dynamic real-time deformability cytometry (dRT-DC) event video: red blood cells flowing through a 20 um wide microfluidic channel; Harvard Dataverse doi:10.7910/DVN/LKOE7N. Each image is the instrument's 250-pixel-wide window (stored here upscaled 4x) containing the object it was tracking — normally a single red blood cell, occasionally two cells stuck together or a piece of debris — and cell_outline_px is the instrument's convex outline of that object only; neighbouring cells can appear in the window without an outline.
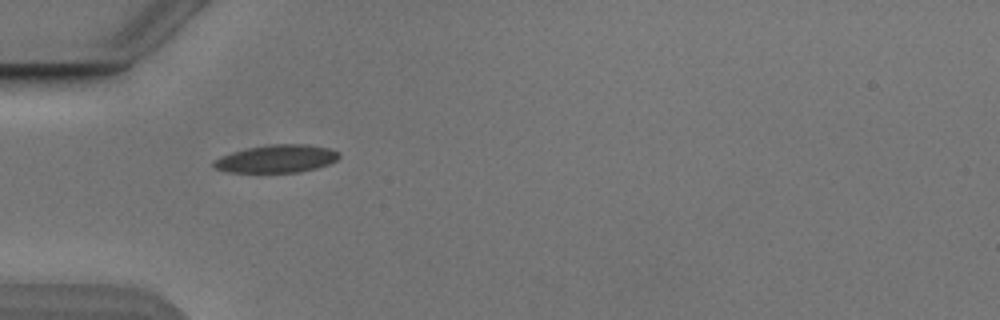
{"species": "Egyptian fruit bat (a non-hibernating species)", "species_latin": "Rousettus aegyptiacus", "temperature_condition": "cold", "stored_images_in_passage": 34, "camera_frame_rate_fps": 3000, "um_per_image_px": 0.085, "animal": {"sex": "male"}, "frame": {"image": 1, "passage_image": 1, "time_ms": 0.0, "image_size_px": [1000, 320], "cell_outline_px": [[340, 156], [336, 160], [328, 164], [316, 168], [300, 172], [228, 172], [212, 168], [212, 160], [220, 156], [232, 152], [248, 148], [272, 144], [304, 144], [328, 148], [340, 152]], "centroid_in_image_um": [23.47, 13.5], "position_along_channel_um": 61.5, "area_um2": 20.35}}
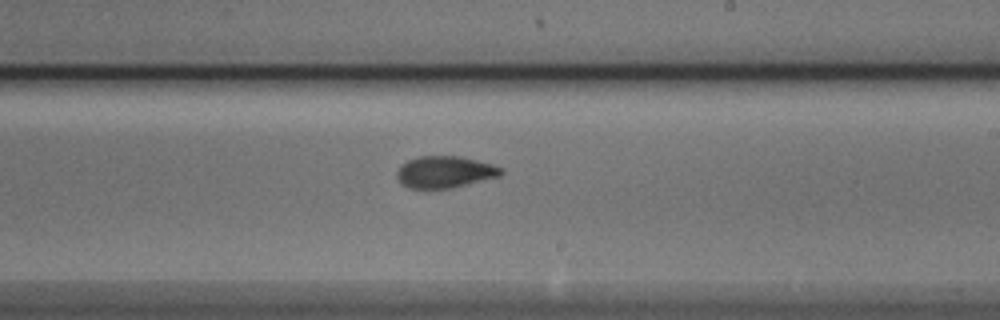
{"frame": {"image": 2, "passage_image": 16, "time_ms": 5.0, "image_size_px": [1000, 320], "cell_outline_px": [[504, 172], [500, 176], [448, 188], [408, 188], [400, 184], [396, 176], [396, 172], [408, 160], [420, 156], [460, 156], [492, 164], [504, 168]], "centroid_in_image_um": [37.81, 14.61], "position_along_channel_um": 251.2, "area_um2": 19.13}}
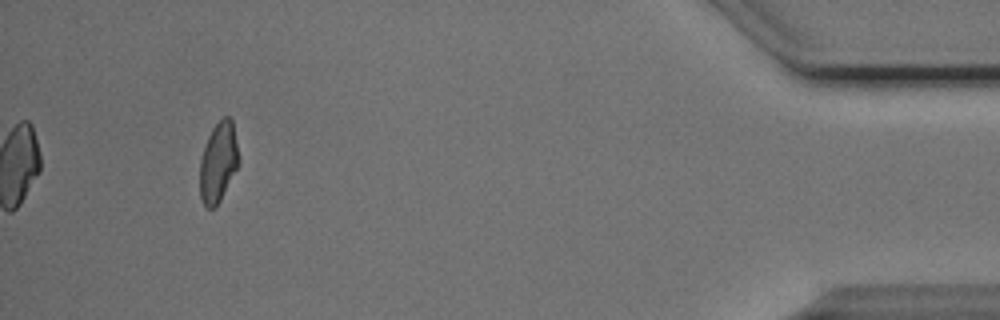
{"frame": {"image": 3, "passage_image": 34, "time_ms": 11.0, "image_size_px": [1000, 320], "cell_outline_px": [[240, 164], [216, 208], [204, 208], [200, 196], [200, 160], [208, 136], [212, 128], [224, 116], [228, 116], [232, 120], [240, 160]], "centroid_in_image_um": [18.56, 13.83], "position_along_channel_um": 416.6, "area_um2": 18.32}, "authors_computed_cell_mechanics": {"area_um2": 19.1029, "velocity_mm_per_s": 3.8693, "shape_relaxation_time_tau1_ms": 3.9922, "shape_relaxation_time_tau2_ms": 1.5654, "deformation_change_tau1": 0.1649, "deformation_change_tau2": 0.0766}}